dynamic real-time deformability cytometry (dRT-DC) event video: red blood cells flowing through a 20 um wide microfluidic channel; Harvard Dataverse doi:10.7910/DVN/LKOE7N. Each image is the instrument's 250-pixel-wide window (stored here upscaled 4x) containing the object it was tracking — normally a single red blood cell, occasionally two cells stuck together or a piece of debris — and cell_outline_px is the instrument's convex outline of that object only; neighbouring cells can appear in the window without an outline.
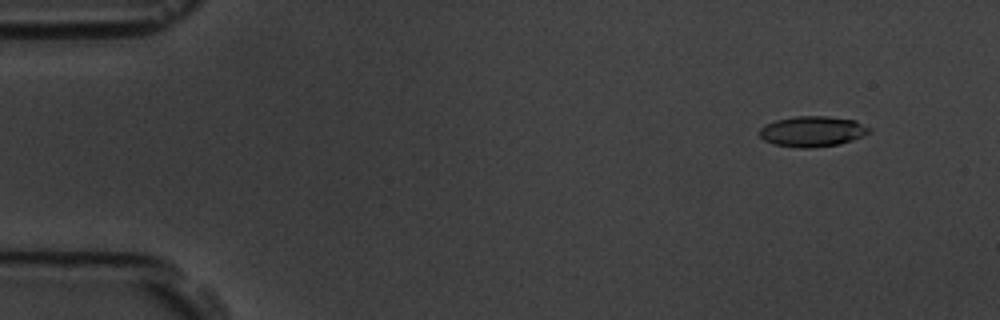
{"species": "common noctule bat (a hibernating species)", "species_latin": "Nyctalus noctula", "temperature_condition": "room temperature", "stored_images_in_passage": 5, "camera_frame_rate_fps": 3000, "um_per_image_px": 0.085, "animal": {"sex": "male", "body_mass_g": 19.5, "forearm_length_mm": 54.6}, "frame": {"image": 1, "passage_image": 1, "time_ms": 0.0, "image_size_px": [1000, 320], "cell_outline_px": [[872, 132], [852, 140], [840, 144], [808, 148], [796, 148], [776, 144], [764, 140], [760, 136], [760, 128], [764, 124], [776, 120], [796, 116], [828, 116], [856, 120], [872, 128]], "centroid_in_image_um": [69.09, 11.16], "position_along_channel_um": 15.9, "area_um2": 19.65}}
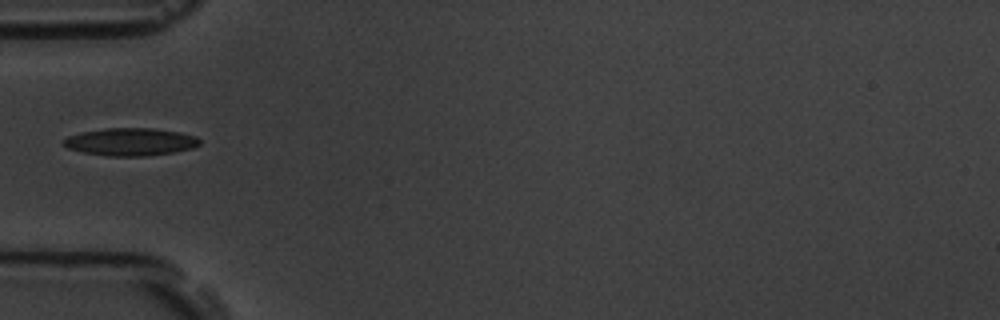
{"frame": {"image": 2, "passage_image": 5, "time_ms": 4.667, "image_size_px": [1000, 320], "cell_outline_px": [[200, 144], [192, 148], [172, 152], [148, 156], [108, 156], [84, 152], [68, 148], [60, 144], [60, 140], [68, 136], [84, 132], [104, 128], [152, 128], [180, 132], [196, 136], [200, 140]], "centroid_in_image_um": [11.07, 12.05], "position_along_channel_um": 73.9, "area_um2": 21.96}}